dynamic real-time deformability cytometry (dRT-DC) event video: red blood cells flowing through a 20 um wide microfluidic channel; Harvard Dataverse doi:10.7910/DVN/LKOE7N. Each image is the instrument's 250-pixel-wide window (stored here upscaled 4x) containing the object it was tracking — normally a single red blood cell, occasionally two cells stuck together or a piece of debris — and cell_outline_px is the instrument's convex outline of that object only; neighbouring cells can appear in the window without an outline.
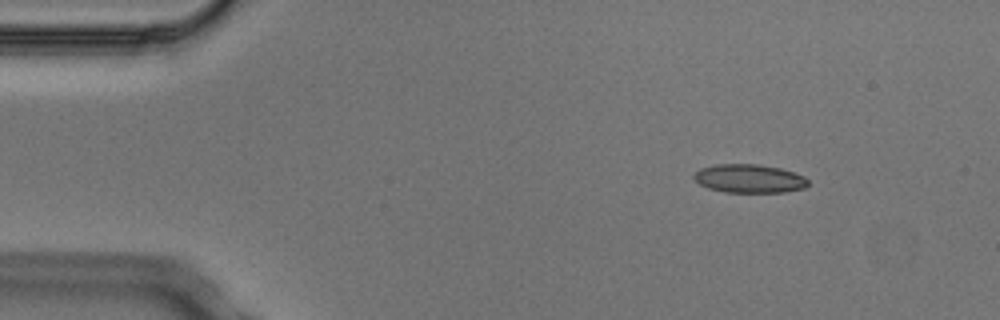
{"species": "Egyptian fruit bat (a non-hibernating species)", "species_latin": "Rousettus aegyptiacus", "temperature_condition": "cold", "stored_images_in_passage": 4, "camera_frame_rate_fps": 3000, "um_per_image_px": 0.085, "animal": {"sex": "male"}, "frame": {"image": 1, "passage_image": 2, "time_ms": 0.333, "image_size_px": [1000, 320], "cell_outline_px": [[808, 184], [804, 188], [784, 192], [724, 192], [708, 188], [700, 184], [692, 176], [700, 168], [716, 164], [756, 164], [780, 168], [804, 176], [808, 180]], "centroid_in_image_um": [63.67, 15.18], "position_along_channel_um": 21.3, "area_um2": 18.9}}
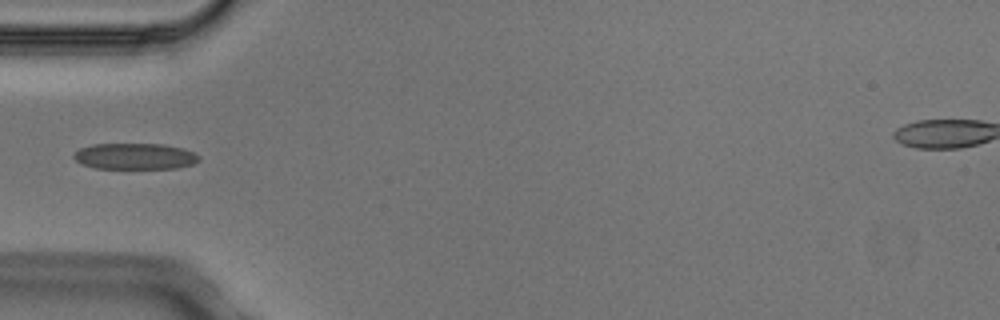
{"frame": {"image": 2, "passage_image": 4, "time_ms": 1.0, "image_size_px": [1000, 320], "cell_outline_px": [[200, 160], [192, 164], [176, 168], [96, 168], [80, 164], [72, 156], [80, 148], [92, 144], [164, 144], [184, 148], [200, 156]], "centroid_in_image_um": [11.47, 13.28], "position_along_channel_um": 73.5, "area_um2": 19.07}}